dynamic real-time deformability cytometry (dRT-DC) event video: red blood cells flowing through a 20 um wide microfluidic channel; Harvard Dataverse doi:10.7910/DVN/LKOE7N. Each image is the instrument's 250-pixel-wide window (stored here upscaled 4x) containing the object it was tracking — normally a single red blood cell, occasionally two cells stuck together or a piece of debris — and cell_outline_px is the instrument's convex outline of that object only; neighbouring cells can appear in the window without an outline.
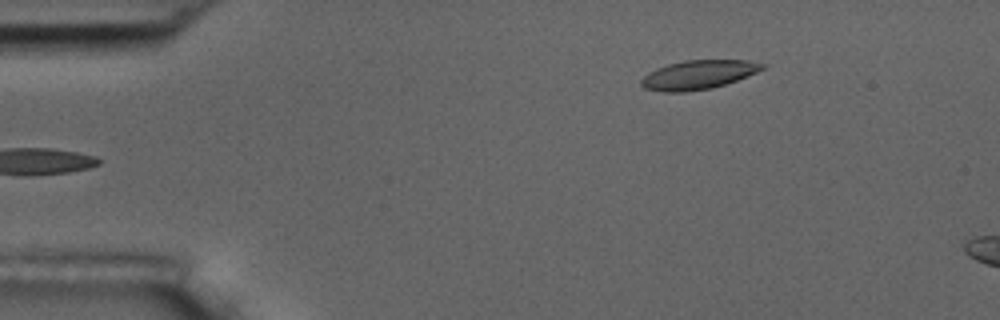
{"species": "common noctule bat (a hibernating species)", "species_latin": "Nyctalus noctula", "temperature_condition": "room temperature", "stored_images_in_passage": 5, "camera_frame_rate_fps": 3000, "um_per_image_px": 0.085, "animal": {"sex": "male", "body_mass_g": 17.5, "forearm_length_mm": 52.3}, "frame": {"image": 1, "passage_image": 5, "time_ms": 5.667, "image_size_px": [1000, 320], "cell_outline_px": [[768, 64], [764, 68], [748, 76], [712, 88], [684, 92], [664, 92], [644, 88], [640, 84], [640, 80], [648, 72], [656, 68], [668, 64], [684, 60], [748, 60]], "centroid_in_image_um": [59.34, 6.35], "position_along_channel_um": 25.7, "area_um2": 20.52}}